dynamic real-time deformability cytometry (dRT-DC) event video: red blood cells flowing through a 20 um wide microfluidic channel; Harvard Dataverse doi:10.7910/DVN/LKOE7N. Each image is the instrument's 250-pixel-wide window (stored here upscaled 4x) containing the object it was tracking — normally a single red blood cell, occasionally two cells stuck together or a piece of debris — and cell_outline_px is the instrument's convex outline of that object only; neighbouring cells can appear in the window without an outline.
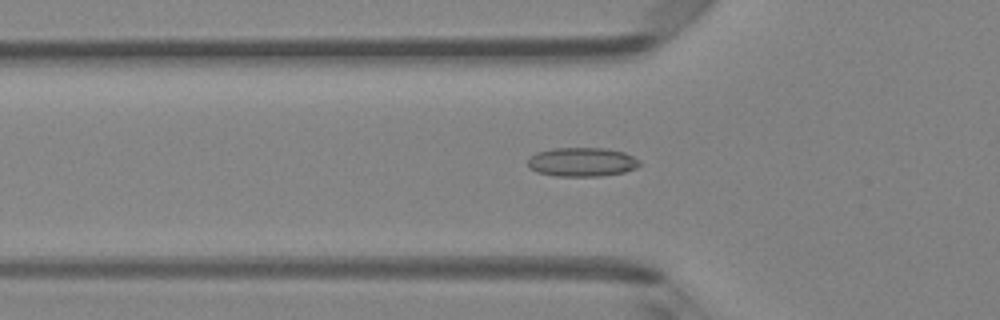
{"species": "Egyptian fruit bat (a non-hibernating species)", "species_latin": "Rousettus aegyptiacus", "temperature_condition": "room temperature", "stored_images_in_passage": 48, "camera_frame_rate_fps": 3000, "um_per_image_px": 0.085, "animal": {"sex": "female"}, "frame": {"image": 1, "passage_image": 16, "time_ms": 5.0, "image_size_px": [1000, 320], "cell_outline_px": [[640, 164], [636, 168], [624, 172], [600, 176], [556, 176], [536, 172], [528, 164], [528, 160], [536, 152], [552, 148], [604, 148], [624, 152], [640, 160]], "centroid_in_image_um": [49.48, 13.77], "position_along_channel_um": 76.3, "area_um2": 18.84}}
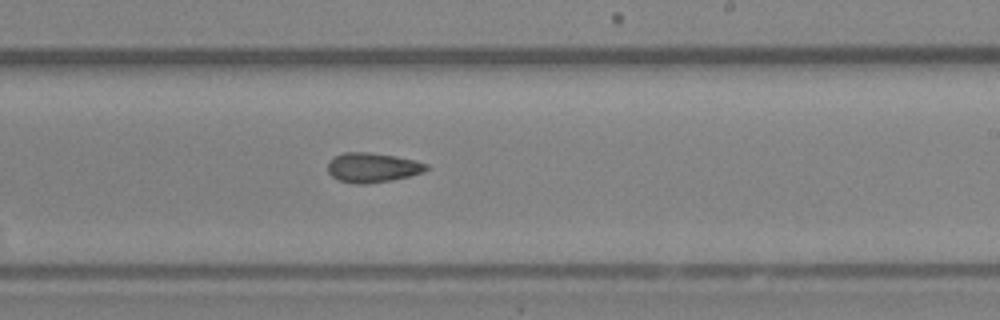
{"frame": {"image": 2, "passage_image": 29, "time_ms": 9.333, "image_size_px": [1000, 320], "cell_outline_px": [[428, 168], [424, 172], [392, 180], [364, 184], [356, 184], [340, 180], [332, 176], [328, 172], [328, 160], [344, 152], [368, 152], [396, 156], [416, 160], [428, 164]], "centroid_in_image_um": [31.67, 14.23], "position_along_channel_um": 257.3, "area_um2": 16.99}}
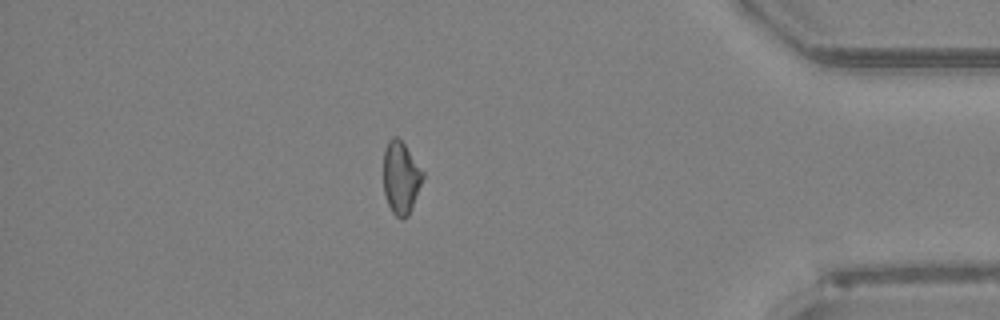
{"frame": {"image": 3, "passage_image": 42, "time_ms": 13.667, "image_size_px": [1000, 320], "cell_outline_px": [[424, 176], [408, 216], [400, 220], [392, 212], [388, 204], [384, 192], [384, 148], [388, 140], [392, 136], [396, 136], [404, 144], [424, 172]], "centroid_in_image_um": [34.06, 15.09], "position_along_channel_um": 401.1, "area_um2": 16.47}, "authors_computed_cell_mechanics": {"area_um2": 17.051, "velocity_mm_per_s": 4.1837, "shape_relaxation_time_tau1_ms": null, "shape_relaxation_time_tau2_ms": 1.8972, "deformation_change_tau1": null, "deformation_change_tau2": 0.073}}